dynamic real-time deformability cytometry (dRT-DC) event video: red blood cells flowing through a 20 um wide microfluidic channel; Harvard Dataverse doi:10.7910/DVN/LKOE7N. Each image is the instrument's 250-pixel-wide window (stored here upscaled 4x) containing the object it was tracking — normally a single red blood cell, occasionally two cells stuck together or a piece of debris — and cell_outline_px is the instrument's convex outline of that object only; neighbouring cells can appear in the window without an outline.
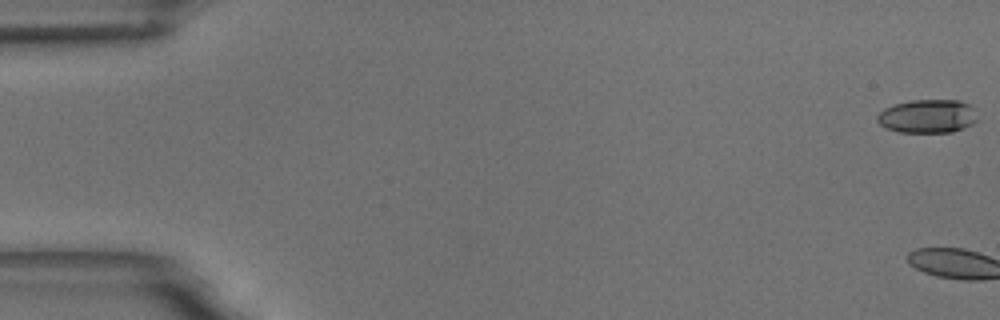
{"species": "common noctule bat (a hibernating species)", "species_latin": "Nyctalus noctula", "temperature_condition": "room temperature", "stored_images_in_passage": 3, "camera_frame_rate_fps": 3000, "um_per_image_px": 0.085, "animal": {"sex": "male", "body_mass_g": 18.8}, "frame": {"image": 1, "passage_image": 1, "time_ms": 0.0, "image_size_px": [1000, 320], "cell_outline_px": [[980, 120], [964, 128], [952, 132], [900, 132], [888, 128], [880, 124], [876, 120], [876, 116], [884, 108], [896, 104], [912, 100], [960, 100], [968, 104]], "centroid_in_image_um": [78.86, 9.88], "position_along_channel_um": 6.1, "area_um2": 19.54}}